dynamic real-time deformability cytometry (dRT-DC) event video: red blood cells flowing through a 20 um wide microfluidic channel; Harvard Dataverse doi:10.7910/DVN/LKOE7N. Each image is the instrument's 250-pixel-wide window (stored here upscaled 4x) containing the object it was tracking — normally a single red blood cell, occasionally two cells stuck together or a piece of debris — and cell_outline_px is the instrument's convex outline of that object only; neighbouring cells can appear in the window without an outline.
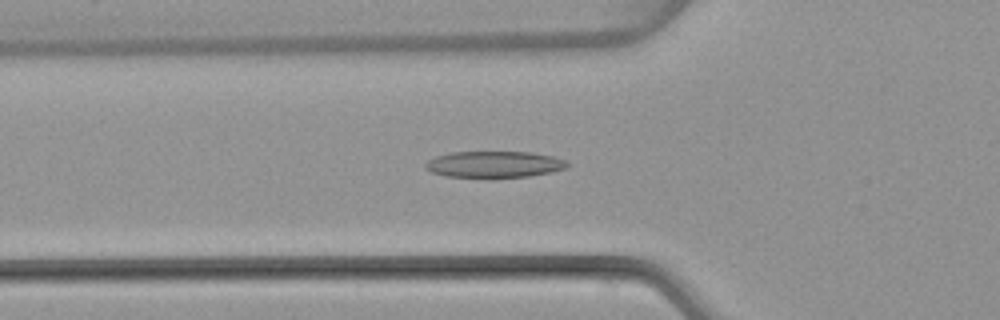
{"species": "common noctule bat (a hibernating species)", "species_latin": "Nyctalus noctula", "temperature_condition": "warm", "stored_images_in_passage": 51, "camera_frame_rate_fps": 3000, "um_per_image_px": 0.085, "animal": {"sex": "female", "body_mass_g": 22.7, "forearm_length_mm": 54.2}, "frame": {"image": 1, "passage_image": 18, "time_ms": 5.667, "image_size_px": [1000, 320], "cell_outline_px": [[568, 168], [552, 172], [528, 176], [488, 180], [444, 176], [432, 172], [424, 168], [424, 164], [428, 160], [436, 156], [452, 152], [532, 152], [552, 156], [564, 160], [568, 164]], "centroid_in_image_um": [41.97, 14.01], "position_along_channel_um": 83.8, "area_um2": 22.66}}
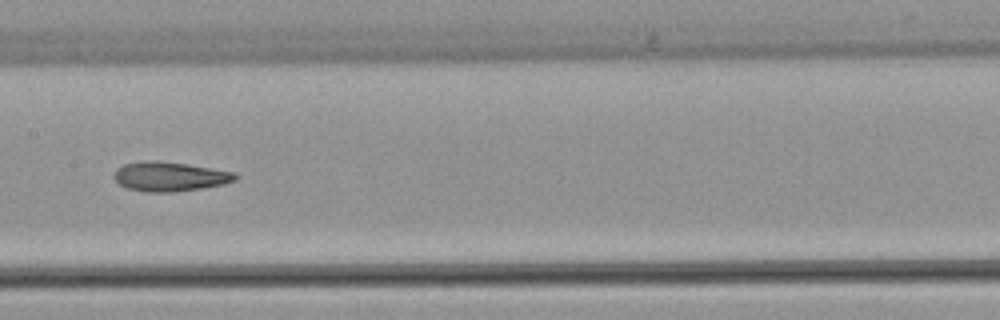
{"frame": {"image": 2, "passage_image": 26, "time_ms": 8.333, "image_size_px": [1000, 320], "cell_outline_px": [[240, 176], [236, 180], [224, 184], [200, 188], [172, 192], [148, 192], [128, 188], [120, 184], [112, 176], [116, 168], [124, 164], [144, 160], [160, 160], [188, 164], [236, 172]], "centroid_in_image_um": [14.44, 14.98], "position_along_channel_um": 193.0, "area_um2": 20.98}}
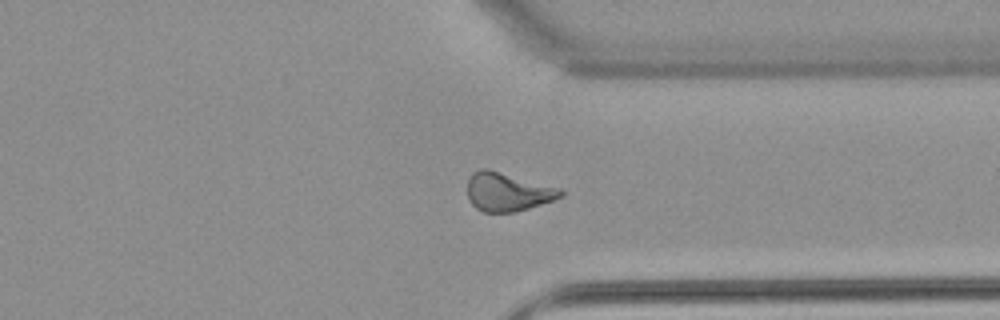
{"frame": {"image": 3, "passage_image": 39, "time_ms": 12.667, "image_size_px": [1000, 320], "cell_outline_px": [[564, 196], [516, 212], [484, 212], [476, 208], [468, 200], [468, 180], [472, 172], [480, 168], [488, 168], [560, 188], [564, 192]], "centroid_in_image_um": [43.12, 16.3], "position_along_channel_um": 368.3, "area_um2": 20.98}, "authors_computed_cell_mechanics": {"area_um2": 21.3282, "velocity_mm_per_s": 4.0659, "shape_relaxation_time_tau1_ms": null, "shape_relaxation_time_tau2_ms": 2.373, "deformation_change_tau1": null, "deformation_change_tau2": 0.1112}}